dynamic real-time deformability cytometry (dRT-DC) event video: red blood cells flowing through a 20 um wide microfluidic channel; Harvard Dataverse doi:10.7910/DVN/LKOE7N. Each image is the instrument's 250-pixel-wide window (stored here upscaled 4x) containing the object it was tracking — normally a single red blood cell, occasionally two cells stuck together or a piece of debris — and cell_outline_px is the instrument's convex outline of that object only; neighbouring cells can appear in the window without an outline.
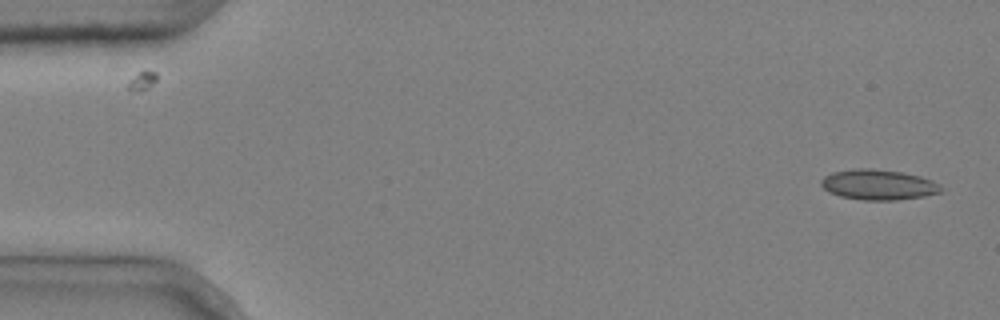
{"species": "common noctule bat (a hibernating species)", "species_latin": "Nyctalus noctula", "temperature_condition": "cold", "stored_images_in_passage": 5, "camera_frame_rate_fps": 3000, "um_per_image_px": 0.085, "animal": {"sex": "male", "body_mass_g": 20.4}, "frame": {"image": 1, "passage_image": 1, "time_ms": 0.0, "image_size_px": [1000, 320], "cell_outline_px": [[944, 188], [940, 192], [924, 196], [896, 200], [864, 200], [840, 196], [828, 192], [820, 184], [820, 180], [824, 176], [832, 172], [856, 168], [872, 168], [904, 172], [920, 176], [932, 180], [940, 184]], "centroid_in_image_um": [74.66, 15.69], "position_along_channel_um": 10.3, "area_um2": 21.39}}
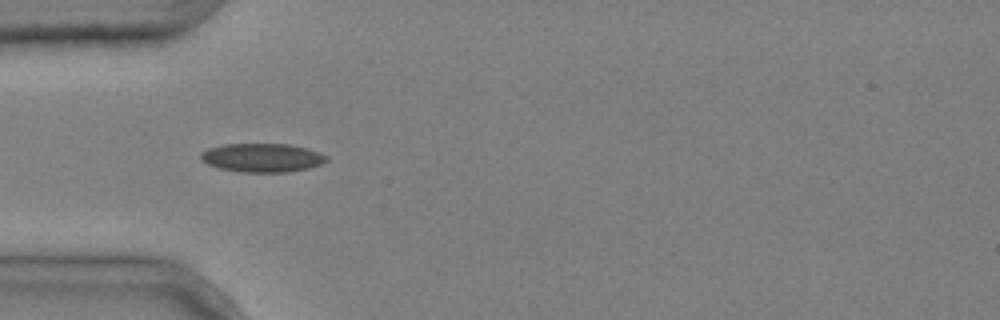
{"frame": {"image": 2, "passage_image": 5, "time_ms": 1.333, "image_size_px": [1000, 320], "cell_outline_px": [[328, 160], [320, 164], [308, 168], [288, 172], [240, 172], [220, 168], [208, 164], [200, 156], [200, 152], [208, 148], [224, 144], [288, 144], [308, 148], [320, 152], [328, 156]], "centroid_in_image_um": [22.31, 13.4], "position_along_channel_um": 62.7, "area_um2": 21.04}}